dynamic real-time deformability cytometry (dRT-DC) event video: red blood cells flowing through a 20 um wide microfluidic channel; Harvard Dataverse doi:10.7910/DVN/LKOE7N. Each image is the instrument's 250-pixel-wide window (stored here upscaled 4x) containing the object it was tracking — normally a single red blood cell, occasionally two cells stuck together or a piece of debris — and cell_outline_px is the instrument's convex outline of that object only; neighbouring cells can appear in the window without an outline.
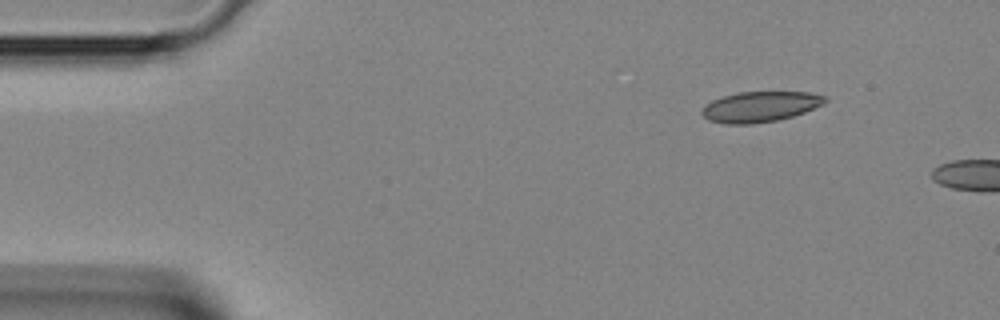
{"species": "Egyptian fruit bat (a non-hibernating species)", "species_latin": "Rousettus aegyptiacus", "temperature_condition": "room temperature", "stored_images_in_passage": 2, "camera_frame_rate_fps": 3000, "um_per_image_px": 0.085, "animal": {"sex": "female"}, "frame": {"image": 1, "passage_image": 1, "time_ms": 0.0, "image_size_px": [1000, 320], "cell_outline_px": [[828, 100], [824, 104], [804, 112], [792, 116], [776, 120], [752, 124], [724, 124], [708, 120], [700, 112], [704, 104], [712, 100], [736, 92], [808, 92], [824, 96]], "centroid_in_image_um": [64.57, 9.07], "position_along_channel_um": 20.4, "area_um2": 21.91}}